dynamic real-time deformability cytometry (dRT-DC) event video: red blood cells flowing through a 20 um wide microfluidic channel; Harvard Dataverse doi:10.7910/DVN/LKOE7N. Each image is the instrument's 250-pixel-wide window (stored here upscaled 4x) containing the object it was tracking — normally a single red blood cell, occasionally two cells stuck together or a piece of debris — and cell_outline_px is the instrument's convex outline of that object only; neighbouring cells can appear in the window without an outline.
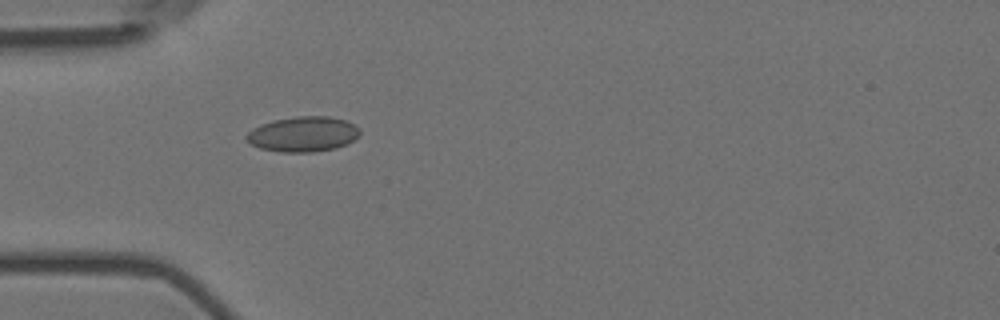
{"species": "Egyptian fruit bat (a non-hibernating species)", "species_latin": "Rousettus aegyptiacus", "temperature_condition": "room temperature", "stored_images_in_passage": 5, "camera_frame_rate_fps": 3000, "um_per_image_px": 0.085, "animal": {"sex": "female"}, "frame": {"image": 1, "passage_image": 5, "time_ms": 1.333, "image_size_px": [1000, 320], "cell_outline_px": [[360, 136], [348, 144], [336, 148], [312, 152], [280, 152], [260, 148], [252, 144], [244, 136], [252, 128], [260, 124], [272, 120], [296, 116], [328, 116], [348, 120], [360, 128]], "centroid_in_image_um": [25.8, 11.39], "position_along_channel_um": 59.2, "area_um2": 23.58}}